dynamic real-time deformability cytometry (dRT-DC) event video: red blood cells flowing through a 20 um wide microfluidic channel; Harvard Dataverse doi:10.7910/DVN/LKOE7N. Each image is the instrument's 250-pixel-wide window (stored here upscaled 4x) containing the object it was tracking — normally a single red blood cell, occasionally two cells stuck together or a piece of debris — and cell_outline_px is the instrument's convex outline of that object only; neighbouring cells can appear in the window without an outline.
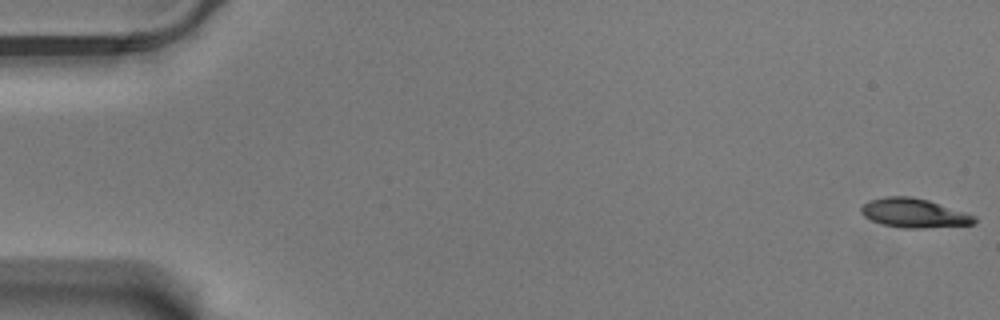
{"species": "Egyptian fruit bat (a non-hibernating species)", "species_latin": "Rousettus aegyptiacus", "temperature_condition": "warm", "stored_images_in_passage": 58, "camera_frame_rate_fps": 3000, "um_per_image_px": 0.085, "animal": {"sex": "male"}, "frame": {"image": 1, "passage_image": 1, "time_ms": 0.0, "image_size_px": [1000, 320], "cell_outline_px": [[976, 220], [972, 224], [920, 228], [904, 228], [884, 224], [872, 220], [864, 216], [860, 212], [860, 208], [868, 200], [884, 196], [912, 196], [928, 200], [976, 216]], "centroid_in_image_um": [77.65, 18.09], "position_along_channel_um": 7.4, "area_um2": 19.02}}
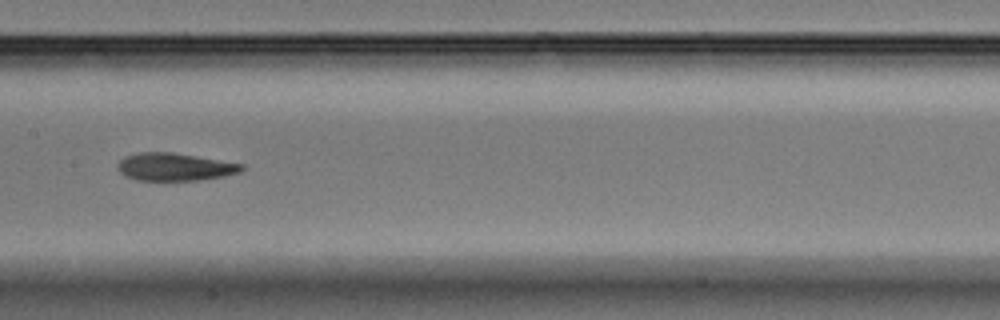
{"frame": {"image": 2, "passage_image": 30, "time_ms": 9.667, "image_size_px": [1000, 320], "cell_outline_px": [[244, 168], [240, 172], [224, 176], [200, 180], [160, 184], [136, 180], [124, 176], [116, 168], [116, 164], [124, 156], [140, 152], [172, 152], [244, 164]], "centroid_in_image_um": [14.78, 14.24], "position_along_channel_um": 192.6, "area_um2": 21.04}}
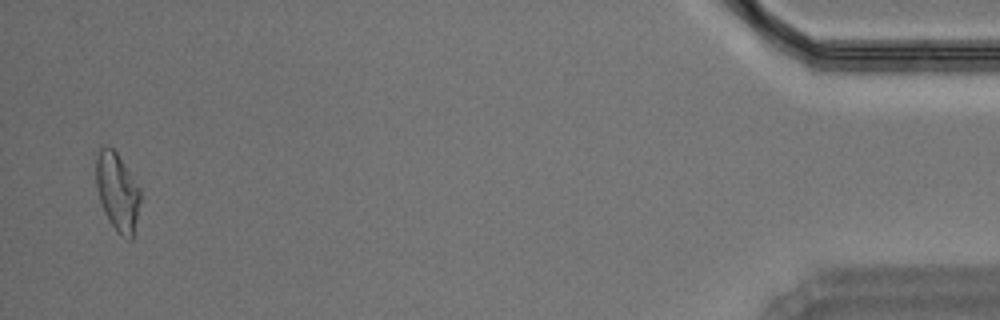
{"frame": {"image": 3, "passage_image": 57, "time_ms": 18.667, "image_size_px": [1000, 320], "cell_outline_px": [[140, 200], [132, 240], [120, 236], [116, 232], [108, 220], [104, 212], [100, 200], [96, 184], [96, 160], [100, 148], [104, 144], [112, 148], [116, 152], [140, 188]], "centroid_in_image_um": [9.97, 16.32], "position_along_channel_um": 425.2, "area_um2": 20.0}, "authors_computed_cell_mechanics": {"area_um2": 20.0277, "velocity_mm_per_s": 3.5143, "shape_relaxation_time_tau1_ms": 4.1046, "shape_relaxation_time_tau2_ms": 3.8612, "deformation_change_tau1": 0.1577, "deformation_change_tau2": 0.1276}}